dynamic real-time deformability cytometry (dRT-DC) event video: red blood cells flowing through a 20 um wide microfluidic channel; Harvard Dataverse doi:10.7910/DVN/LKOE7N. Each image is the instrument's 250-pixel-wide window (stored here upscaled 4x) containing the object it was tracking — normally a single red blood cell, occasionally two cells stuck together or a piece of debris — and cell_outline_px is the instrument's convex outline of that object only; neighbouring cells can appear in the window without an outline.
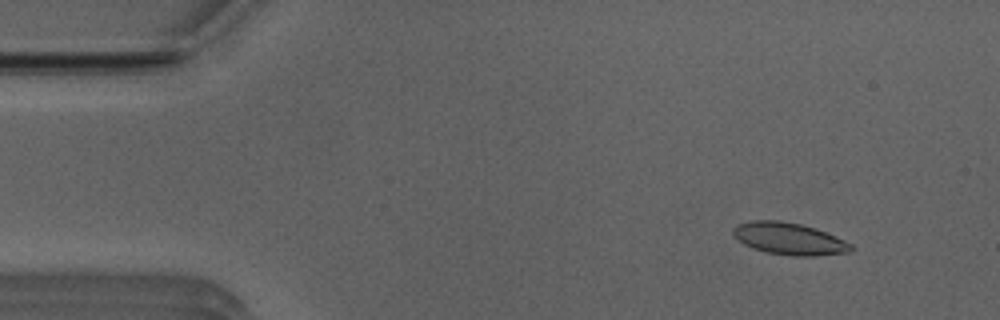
{"species": "Egyptian fruit bat (a non-hibernating species)", "species_latin": "Rousettus aegyptiacus", "temperature_condition": "room temperature", "stored_images_in_passage": 12, "camera_frame_rate_fps": 3000, "um_per_image_px": 0.085, "animal": {"sex": "male"}, "frame": {"image": 1, "passage_image": 4, "time_ms": 1.0, "image_size_px": [1000, 320], "cell_outline_px": [[856, 248], [848, 252], [816, 256], [792, 256], [764, 252], [752, 248], [736, 240], [732, 232], [732, 228], [736, 224], [752, 220], [780, 220], [800, 224], [816, 228], [836, 236], [852, 244]], "centroid_in_image_um": [67.06, 20.29], "position_along_channel_um": 17.9, "area_um2": 22.37}}